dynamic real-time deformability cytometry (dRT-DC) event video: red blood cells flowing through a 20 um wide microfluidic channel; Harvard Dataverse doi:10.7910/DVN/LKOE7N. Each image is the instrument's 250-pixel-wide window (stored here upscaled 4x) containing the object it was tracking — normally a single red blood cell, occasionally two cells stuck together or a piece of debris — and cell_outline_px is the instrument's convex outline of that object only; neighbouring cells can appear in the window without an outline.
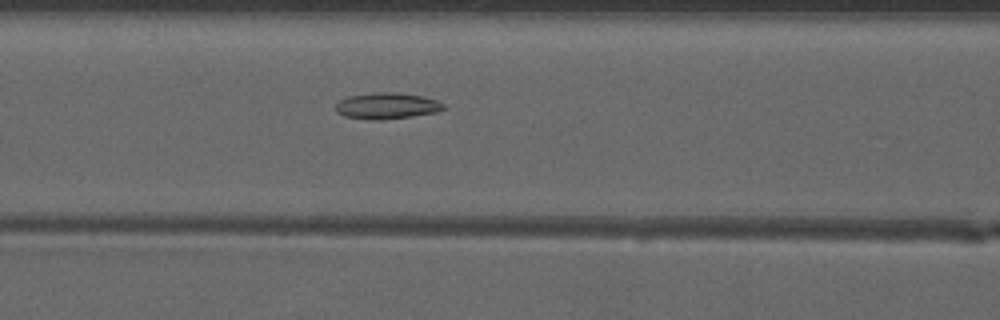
{"species": "common noctule bat (a hibernating species)", "species_latin": "Nyctalus noctula", "temperature_condition": "warm", "stored_images_in_passage": 18, "camera_frame_rate_fps": 3000, "um_per_image_px": 0.085, "animal": {"sex": "male", "forearm_length_mm": 52.5}, "frame": {"image": 1, "passage_image": 11, "time_ms": 3.333, "image_size_px": [1000, 320], "cell_outline_px": [[444, 108], [436, 112], [412, 116], [384, 120], [368, 120], [344, 116], [336, 112], [336, 104], [340, 100], [348, 96], [376, 92], [396, 92], [424, 96], [436, 100], [444, 104]], "centroid_in_image_um": [32.86, 9.0], "position_along_channel_um": 133.7, "area_um2": 16.59}}
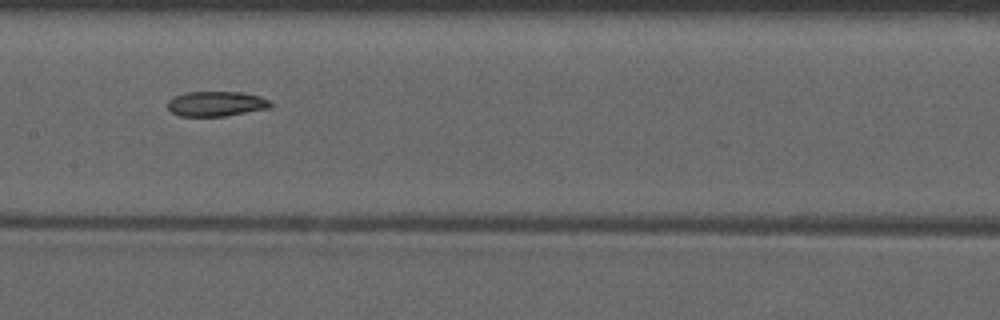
{"frame": {"image": 2, "passage_image": 15, "time_ms": 4.667, "image_size_px": [1000, 320], "cell_outline_px": [[272, 104], [268, 108], [224, 116], [180, 116], [172, 112], [168, 108], [168, 100], [176, 96], [188, 92], [240, 92], [260, 96], [272, 100]], "centroid_in_image_um": [18.4, 8.82], "position_along_channel_um": 189.0, "area_um2": 14.85}}